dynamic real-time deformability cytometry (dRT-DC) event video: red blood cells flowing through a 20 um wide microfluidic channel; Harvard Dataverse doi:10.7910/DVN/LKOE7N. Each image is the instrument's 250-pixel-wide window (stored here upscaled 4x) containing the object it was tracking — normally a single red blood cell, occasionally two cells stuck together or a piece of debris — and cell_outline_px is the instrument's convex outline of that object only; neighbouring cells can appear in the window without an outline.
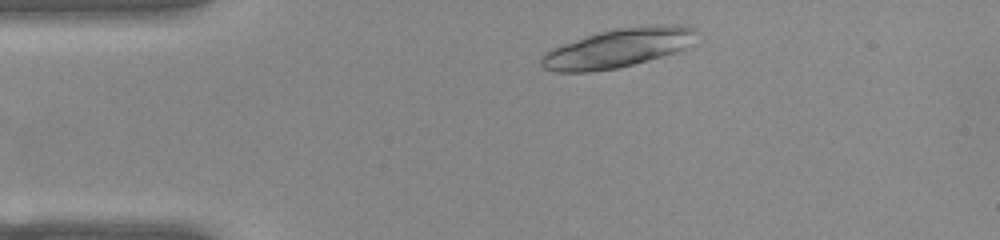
{"species": "common noctule bat (a hibernating species)", "species_latin": "Nyctalus noctula", "temperature_condition": "warm", "stored_images_in_passage": 45, "camera_frame_rate_fps": 3000, "um_per_image_px": 0.085, "animal": {"sex": "female", "body_mass_g": 22.0, "forearm_length_mm": 56.7}, "frame": {"image": 1, "passage_image": 3, "time_ms": 0.667, "image_size_px": [1000, 240], "cell_outline_px": [[696, 32], [684, 48], [648, 60], [616, 68], [588, 72], [556, 72], [544, 68], [540, 64], [540, 56], [544, 52], [552, 48], [596, 32], [616, 28], [648, 24], [680, 24], [696, 28]], "centroid_in_image_um": [52.45, 4.06], "position_along_channel_um": 32.5, "area_um2": 35.03}}